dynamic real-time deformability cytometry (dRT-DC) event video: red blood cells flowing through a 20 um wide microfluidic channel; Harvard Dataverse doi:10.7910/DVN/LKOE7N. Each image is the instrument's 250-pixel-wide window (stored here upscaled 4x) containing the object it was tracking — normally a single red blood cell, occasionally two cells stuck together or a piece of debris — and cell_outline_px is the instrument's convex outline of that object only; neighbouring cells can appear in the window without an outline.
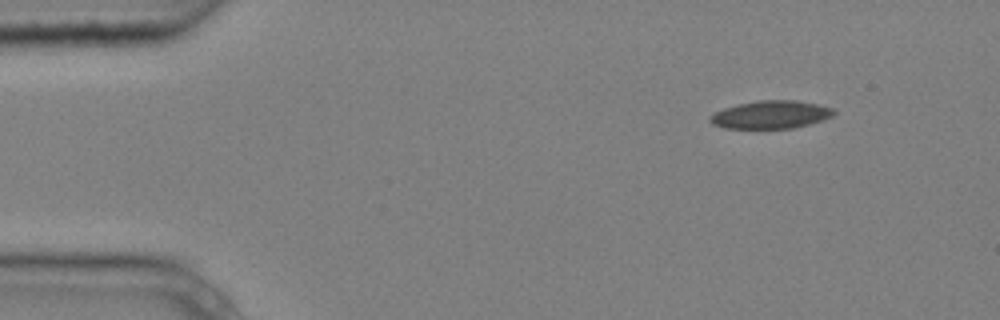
{"species": "common noctule bat (a hibernating species)", "species_latin": "Nyctalus noctula", "temperature_condition": "cold", "stored_images_in_passage": 8, "camera_frame_rate_fps": 3000, "um_per_image_px": 0.085, "animal": {"sex": "male", "body_mass_g": 20.4}, "frame": {"image": 1, "passage_image": 1, "time_ms": 0.0, "image_size_px": [1000, 320], "cell_outline_px": [[836, 112], [832, 116], [808, 124], [792, 128], [724, 128], [712, 124], [708, 120], [708, 116], [724, 108], [740, 104], [760, 100], [796, 100], [816, 104], [832, 108]], "centroid_in_image_um": [65.48, 9.74], "position_along_channel_um": 19.5, "area_um2": 19.88}}
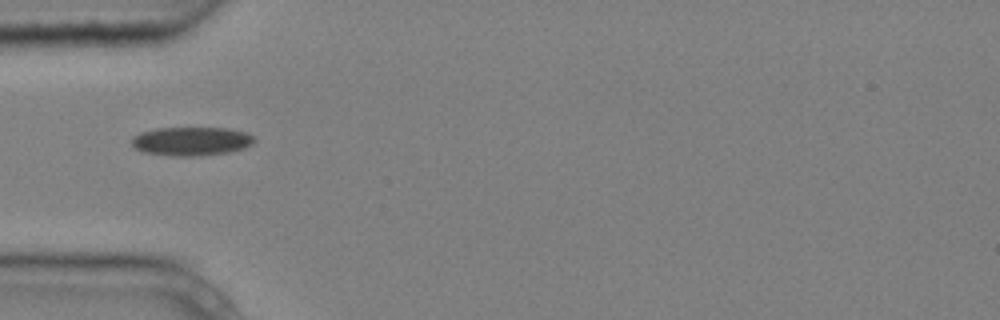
{"frame": {"image": 2, "passage_image": 4, "time_ms": 1.0, "image_size_px": [1000, 320], "cell_outline_px": [[256, 140], [252, 144], [244, 148], [228, 152], [200, 156], [172, 156], [140, 152], [132, 144], [132, 136], [140, 132], [156, 128], [228, 128], [248, 132]], "centroid_in_image_um": [16.25, 12.0], "position_along_channel_um": 68.7, "area_um2": 20.75}}
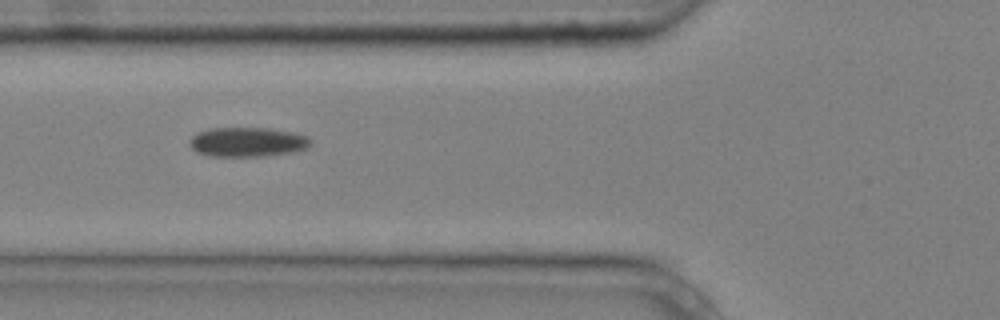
{"frame": {"image": 3, "passage_image": 5, "time_ms": 1.333, "image_size_px": [1000, 320], "cell_outline_px": [[312, 144], [308, 148], [296, 152], [264, 156], [212, 156], [196, 152], [188, 144], [188, 140], [196, 132], [208, 128], [268, 128], [292, 132], [308, 136], [312, 140]], "centroid_in_image_um": [21.04, 12.07], "position_along_channel_um": 104.8, "area_um2": 21.15}}